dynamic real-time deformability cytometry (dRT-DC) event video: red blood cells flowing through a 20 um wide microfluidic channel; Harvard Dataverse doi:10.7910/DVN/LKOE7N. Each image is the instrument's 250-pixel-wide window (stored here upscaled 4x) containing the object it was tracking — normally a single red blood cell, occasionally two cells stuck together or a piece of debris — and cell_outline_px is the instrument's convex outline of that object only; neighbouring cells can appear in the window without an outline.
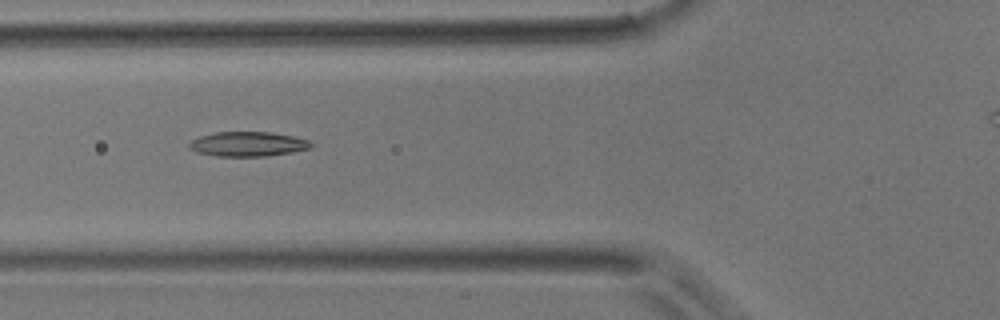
{"species": "common noctule bat (a hibernating species)", "species_latin": "Nyctalus noctula", "temperature_condition": "room temperature", "stored_images_in_passage": 7, "segment_of_instrument_passage": [1, 2], "camera_frame_rate_fps": 3000, "um_per_image_px": 0.085, "animal": {"sex": "male", "body_mass_g": 17.9}, "frame": {"image": 1, "passage_image": 5, "time_ms": 1.333, "image_size_px": [1000, 320], "cell_outline_px": [[312, 148], [292, 152], [268, 156], [216, 156], [196, 152], [188, 148], [188, 144], [192, 140], [200, 136], [216, 132], [272, 132], [292, 136], [308, 140], [312, 144]], "centroid_in_image_um": [21.05, 12.25], "position_along_channel_um": 104.7, "area_um2": 17.51}}
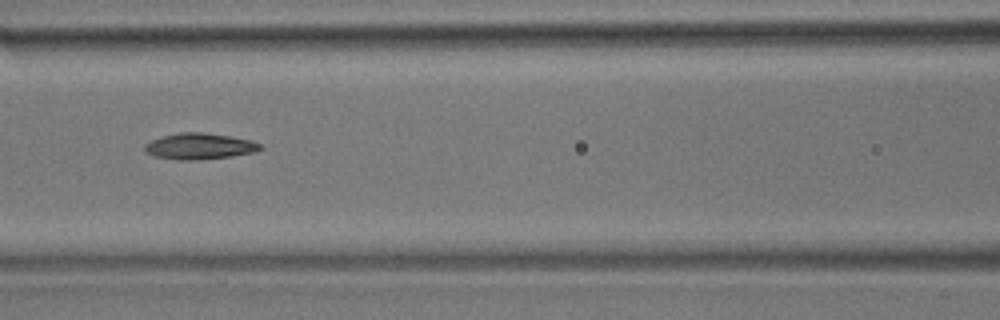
{"frame": {"image": 2, "passage_image": 6, "time_ms": 1.667, "image_size_px": [1000, 320], "cell_outline_px": [[264, 148], [256, 152], [232, 156], [200, 160], [176, 160], [152, 156], [144, 152], [144, 144], [160, 136], [180, 132], [204, 132], [232, 136], [252, 140], [260, 144]], "centroid_in_image_um": [16.95, 12.43], "position_along_channel_um": 149.7, "area_um2": 18.03}}